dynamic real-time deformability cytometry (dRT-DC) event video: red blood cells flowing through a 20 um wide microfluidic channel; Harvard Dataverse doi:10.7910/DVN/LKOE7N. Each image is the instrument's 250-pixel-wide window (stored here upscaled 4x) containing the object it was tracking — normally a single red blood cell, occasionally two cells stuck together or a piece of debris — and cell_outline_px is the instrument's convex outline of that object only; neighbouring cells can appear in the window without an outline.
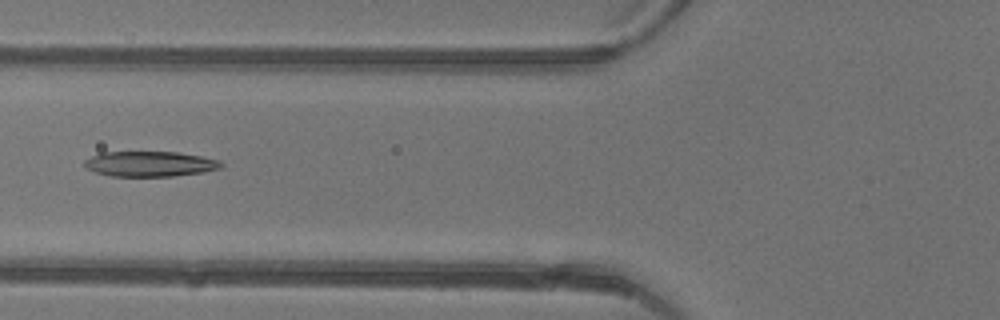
{"species": "common noctule bat (a hibernating species)", "species_latin": "Nyctalus noctula", "temperature_condition": "warm", "stored_images_in_passage": 8, "camera_frame_rate_fps": 3000, "um_per_image_px": 0.085, "animal": {"sex": "female"}, "frame": {"image": 1, "passage_image": 4, "time_ms": 1.0, "image_size_px": [1000, 320], "cell_outline_px": [[224, 164], [220, 168], [204, 172], [172, 176], [112, 176], [96, 172], [88, 168], [84, 164], [84, 160], [100, 152], [176, 152], [200, 156], [220, 160]], "centroid_in_image_um": [12.76, 13.93], "position_along_channel_um": 113.0, "area_um2": 20.0}}
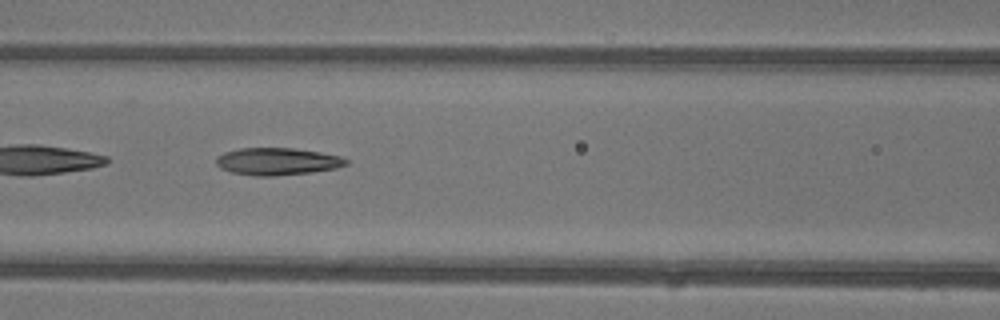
{"frame": {"image": 2, "passage_image": 6, "time_ms": 1.667, "image_size_px": [1000, 320], "cell_outline_px": [[348, 164], [336, 168], [312, 172], [276, 176], [256, 176], [232, 172], [220, 168], [216, 164], [216, 156], [224, 152], [240, 148], [292, 148], [320, 152], [340, 156], [348, 160]], "centroid_in_image_um": [23.56, 13.72], "position_along_channel_um": 143.0, "area_um2": 20.69}}